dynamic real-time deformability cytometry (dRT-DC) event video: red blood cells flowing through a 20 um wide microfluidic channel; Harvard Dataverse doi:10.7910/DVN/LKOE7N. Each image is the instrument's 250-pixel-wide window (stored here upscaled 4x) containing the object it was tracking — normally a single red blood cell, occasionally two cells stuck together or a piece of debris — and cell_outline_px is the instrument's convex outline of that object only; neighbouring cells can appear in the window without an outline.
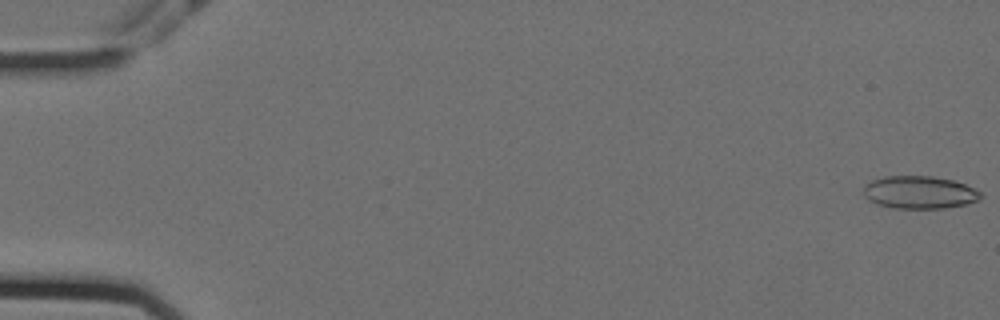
{"species": "Egyptian fruit bat (a non-hibernating species)", "species_latin": "Rousettus aegyptiacus", "temperature_condition": "cold", "stored_images_in_passage": 57, "camera_frame_rate_fps": 3000, "um_per_image_px": 0.085, "animal": {"sex": "female"}, "frame": {"image": 1, "passage_image": 1, "time_ms": 0.0, "image_size_px": [1000, 320], "cell_outline_px": [[984, 196], [980, 200], [968, 204], [944, 208], [892, 208], [876, 204], [868, 200], [864, 196], [864, 184], [872, 180], [884, 176], [932, 176], [952, 180], [964, 184], [984, 192]], "centroid_in_image_um": [78.18, 16.35], "position_along_channel_um": 6.8, "area_um2": 22.66}}
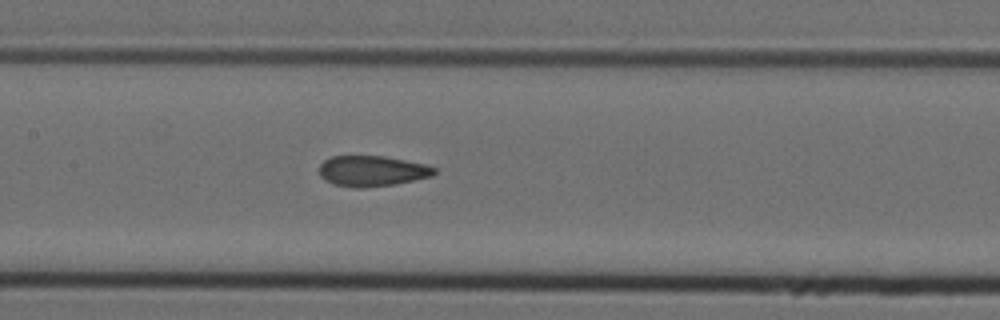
{"frame": {"image": 2, "passage_image": 28, "time_ms": 9.0, "image_size_px": [1000, 320], "cell_outline_px": [[436, 172], [432, 176], [396, 184], [364, 188], [352, 188], [332, 184], [324, 180], [320, 176], [320, 164], [324, 160], [332, 156], [384, 156], [424, 164], [436, 168]], "centroid_in_image_um": [31.6, 14.55], "position_along_channel_um": 175.8, "area_um2": 20.63}}
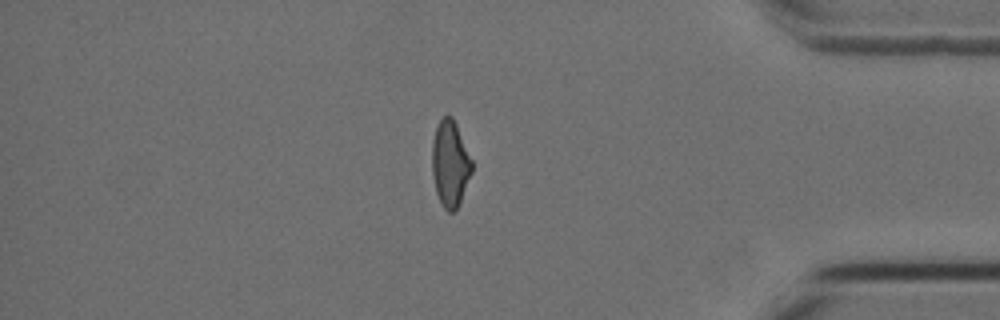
{"frame": {"image": 3, "passage_image": 49, "time_ms": 16.0, "image_size_px": [1000, 320], "cell_outline_px": [[472, 172], [456, 212], [448, 212], [444, 208], [436, 192], [432, 176], [432, 140], [436, 128], [440, 120], [444, 116], [452, 116], [456, 124], [472, 160]], "centroid_in_image_um": [38.26, 13.93], "position_along_channel_um": 396.9, "area_um2": 19.94}, "authors_computed_cell_mechanics": {"area_um2": 20.9814, "velocity_mm_per_s": 3.5729, "shape_relaxation_time_tau1_ms": null, "shape_relaxation_time_tau2_ms": 1.8197, "deformation_change_tau1": null, "deformation_change_tau2": 0.0894}}